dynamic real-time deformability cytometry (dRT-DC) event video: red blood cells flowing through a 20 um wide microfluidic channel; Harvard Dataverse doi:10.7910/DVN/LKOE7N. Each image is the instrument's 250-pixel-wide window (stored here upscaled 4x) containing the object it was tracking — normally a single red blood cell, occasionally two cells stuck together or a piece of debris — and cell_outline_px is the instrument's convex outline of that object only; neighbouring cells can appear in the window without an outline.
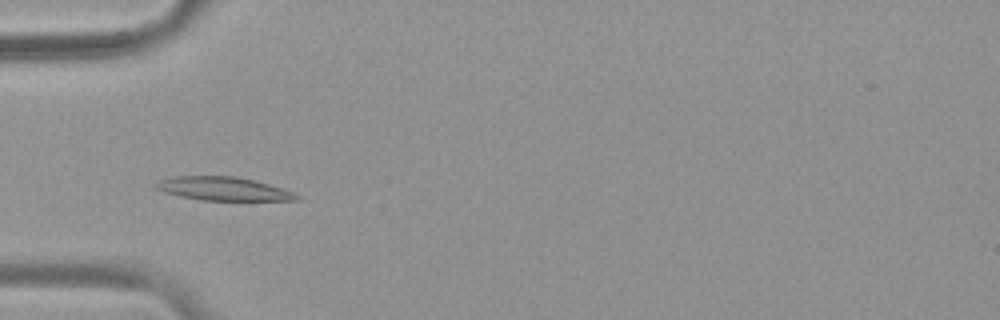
{"species": "common noctule bat (a hibernating species)", "species_latin": "Nyctalus noctula", "temperature_condition": "warm", "stored_images_in_passage": 51, "camera_frame_rate_fps": 3000, "um_per_image_px": 0.085, "animal": {"sex": "female", "body_mass_g": 19.9}, "frame": {"image": 1, "passage_image": 15, "time_ms": 4.667, "image_size_px": [1000, 320], "cell_outline_px": [[300, 200], [200, 200], [180, 196], [164, 192], [152, 188], [152, 184], [160, 180], [172, 176], [236, 176], [256, 180], [284, 188], [300, 196]], "centroid_in_image_um": [18.94, 16.03], "position_along_channel_um": 66.1, "area_um2": 19.54}}
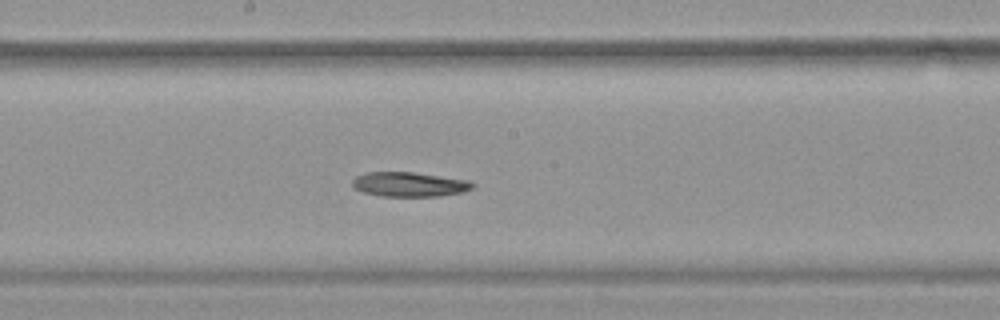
{"frame": {"image": 2, "passage_image": 27, "time_ms": 8.667, "image_size_px": [1000, 320], "cell_outline_px": [[476, 184], [472, 188], [464, 192], [440, 196], [384, 196], [364, 192], [356, 188], [352, 184], [352, 180], [356, 176], [368, 172], [412, 172], [472, 180]], "centroid_in_image_um": [34.87, 15.66], "position_along_channel_um": 213.3, "area_um2": 17.22}}
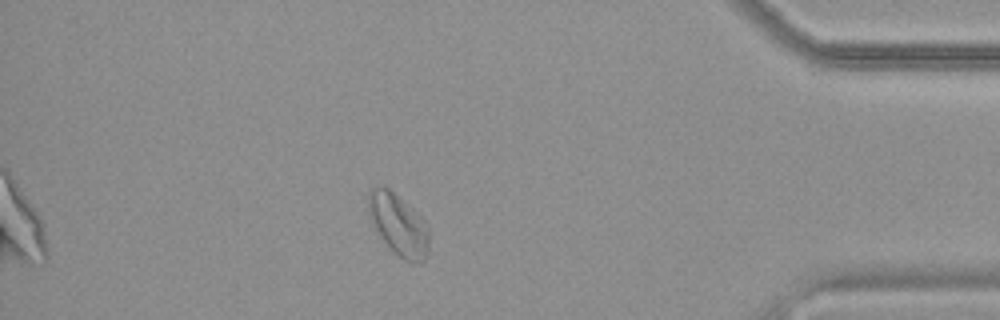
{"frame": {"image": 3, "passage_image": 45, "time_ms": 14.667, "image_size_px": [1000, 320], "cell_outline_px": [[428, 252], [424, 260], [412, 264], [404, 260], [380, 236], [372, 224], [368, 216], [368, 192], [372, 188], [380, 184], [388, 188], [428, 224]], "centroid_in_image_um": [33.85, 19.09], "position_along_channel_um": 401.4, "area_um2": 21.39}, "authors_computed_cell_mechanics": {"area_um2": 19.7098, "velocity_mm_per_s": 3.7274, "shape_relaxation_time_tau1_ms": 10.0201, "shape_relaxation_time_tau2_ms": null, "deformation_change_tau1": 0.2281, "deformation_change_tau2": null}}